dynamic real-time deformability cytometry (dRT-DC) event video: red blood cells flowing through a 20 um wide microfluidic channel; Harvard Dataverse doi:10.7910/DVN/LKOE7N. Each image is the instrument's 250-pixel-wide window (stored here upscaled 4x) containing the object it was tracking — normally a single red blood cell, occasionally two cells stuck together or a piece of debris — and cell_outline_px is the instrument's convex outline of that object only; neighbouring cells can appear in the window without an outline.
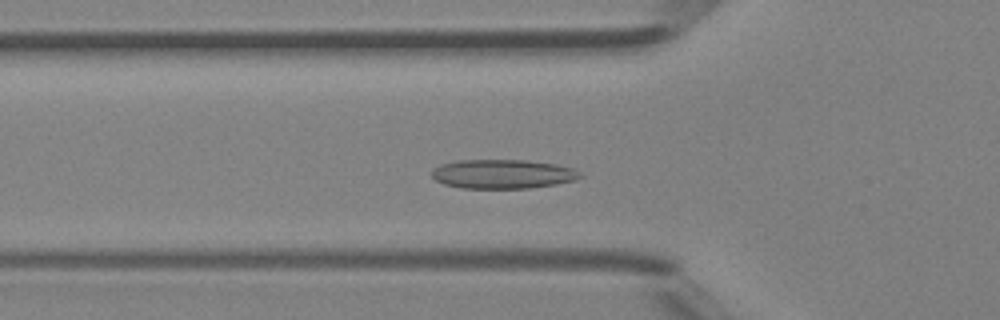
{"species": "Egyptian fruit bat (a non-hibernating species)", "species_latin": "Rousettus aegyptiacus", "temperature_condition": "room temperature", "stored_images_in_passage": 39, "camera_frame_rate_fps": 3000, "um_per_image_px": 0.085, "animal": {"sex": "female"}, "frame": {"image": 1, "passage_image": 8, "time_ms": 2.333, "image_size_px": [1000, 320], "cell_outline_px": [[584, 176], [576, 180], [556, 184], [528, 188], [460, 188], [444, 184], [436, 180], [432, 176], [432, 168], [440, 164], [460, 160], [524, 160], [556, 164], [572, 168], [580, 172]], "centroid_in_image_um": [42.73, 14.79], "position_along_channel_um": 83.1, "area_um2": 25.26}}
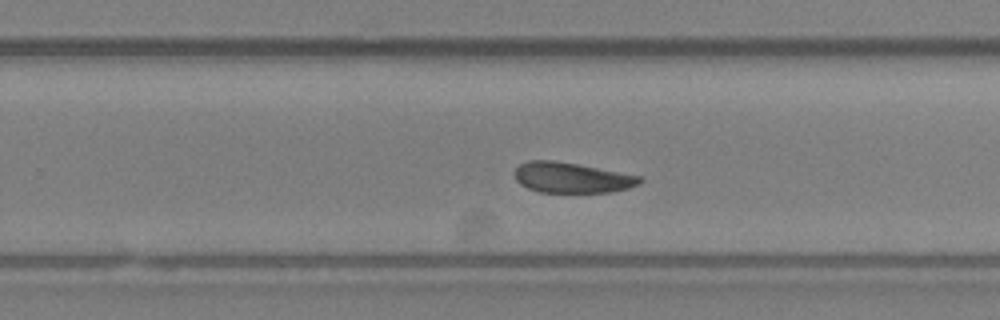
{"frame": {"image": 2, "passage_image": 22, "time_ms": 7.0, "image_size_px": [1000, 320], "cell_outline_px": [[644, 180], [640, 184], [628, 188], [612, 192], [540, 192], [528, 188], [520, 184], [516, 180], [512, 172], [520, 164], [528, 160], [552, 160], [576, 164], [644, 176]], "centroid_in_image_um": [48.61, 15.1], "position_along_channel_um": 281.2, "area_um2": 22.37}}
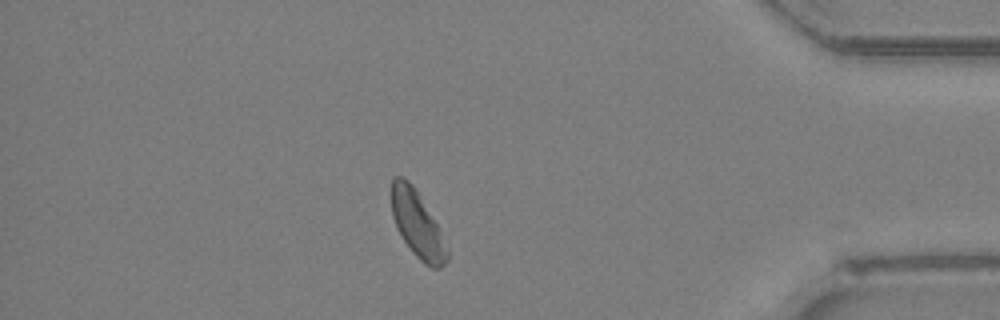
{"frame": {"image": 3, "passage_image": 33, "time_ms": 10.667, "image_size_px": [1000, 320], "cell_outline_px": [[448, 260], [440, 268], [432, 268], [424, 264], [412, 252], [396, 228], [392, 216], [392, 180], [396, 176], [400, 176], [408, 180], [412, 184], [436, 224], [448, 248]], "centroid_in_image_um": [35.46, 19.11], "position_along_channel_um": 399.7, "area_um2": 21.04}, "authors_computed_cell_mechanics": {"area_um2": 23.1778, "velocity_mm_per_s": 4.2626, "shape_relaxation_time_tau1_ms": 4.8702, "shape_relaxation_time_tau2_ms": 3.7378, "deformation_change_tau1": 0.1022, "deformation_change_tau2": 0.084}}